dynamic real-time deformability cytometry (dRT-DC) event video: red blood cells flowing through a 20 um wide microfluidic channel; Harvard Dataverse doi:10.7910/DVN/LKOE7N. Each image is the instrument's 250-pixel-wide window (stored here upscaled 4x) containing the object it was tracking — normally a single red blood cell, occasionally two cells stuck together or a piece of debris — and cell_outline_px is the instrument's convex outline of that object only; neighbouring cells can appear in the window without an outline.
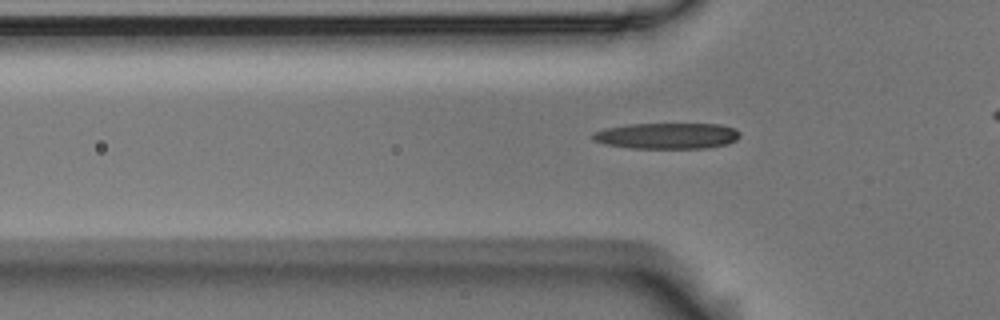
{"species": "Egyptian fruit bat (a non-hibernating species)", "species_latin": "Rousettus aegyptiacus", "temperature_condition": "room temperature", "stored_images_in_passage": 45, "camera_frame_rate_fps": 3000, "um_per_image_px": 0.085, "animal": {"sex": "male"}, "frame": {"image": 1, "passage_image": 17, "time_ms": 5.333, "image_size_px": [1000, 320], "cell_outline_px": [[740, 136], [736, 140], [728, 144], [704, 148], [632, 148], [604, 144], [596, 140], [592, 136], [592, 132], [604, 128], [628, 124], [720, 124], [732, 128], [740, 132]], "centroid_in_image_um": [56.69, 11.54], "position_along_channel_um": 69.1, "area_um2": 22.25}}
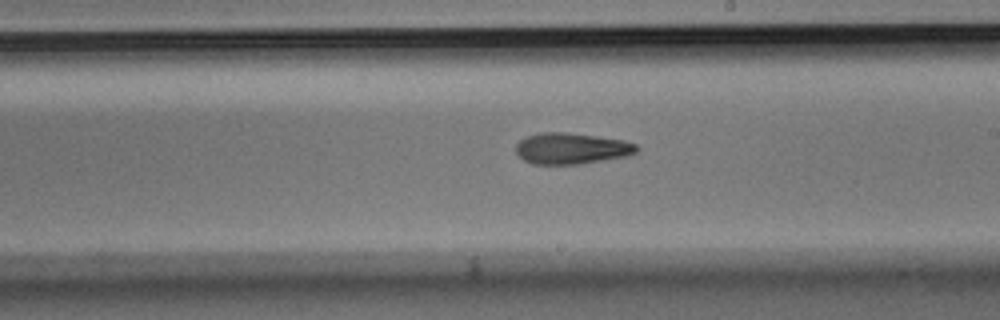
{"frame": {"image": 2, "passage_image": 31, "time_ms": 10.0, "image_size_px": [1000, 320], "cell_outline_px": [[640, 148], [636, 152], [628, 156], [580, 164], [532, 164], [524, 160], [516, 152], [516, 144], [520, 140], [528, 136], [540, 132], [564, 132], [596, 136], [624, 140], [636, 144]], "centroid_in_image_um": [48.59, 12.62], "position_along_channel_um": 240.4, "area_um2": 21.96}}
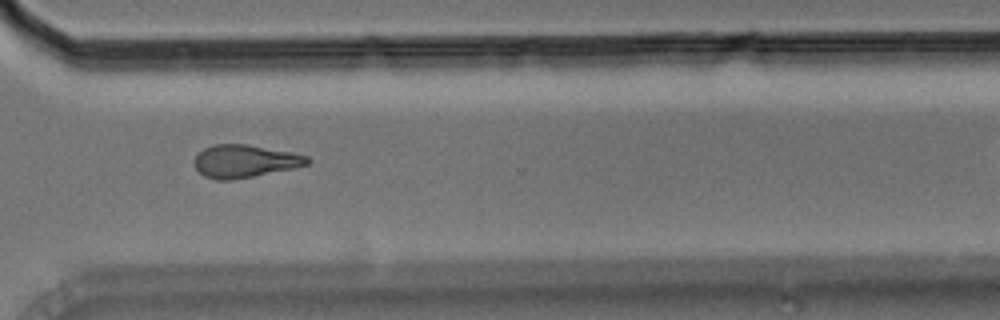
{"frame": {"image": 3, "passage_image": 40, "time_ms": 13.0, "image_size_px": [1000, 320], "cell_outline_px": [[312, 160], [308, 164], [292, 168], [232, 180], [216, 180], [204, 176], [196, 168], [196, 156], [204, 148], [212, 144], [248, 144], [292, 152], [308, 156]], "centroid_in_image_um": [20.82, 13.69], "position_along_channel_um": 349.8, "area_um2": 21.39}}